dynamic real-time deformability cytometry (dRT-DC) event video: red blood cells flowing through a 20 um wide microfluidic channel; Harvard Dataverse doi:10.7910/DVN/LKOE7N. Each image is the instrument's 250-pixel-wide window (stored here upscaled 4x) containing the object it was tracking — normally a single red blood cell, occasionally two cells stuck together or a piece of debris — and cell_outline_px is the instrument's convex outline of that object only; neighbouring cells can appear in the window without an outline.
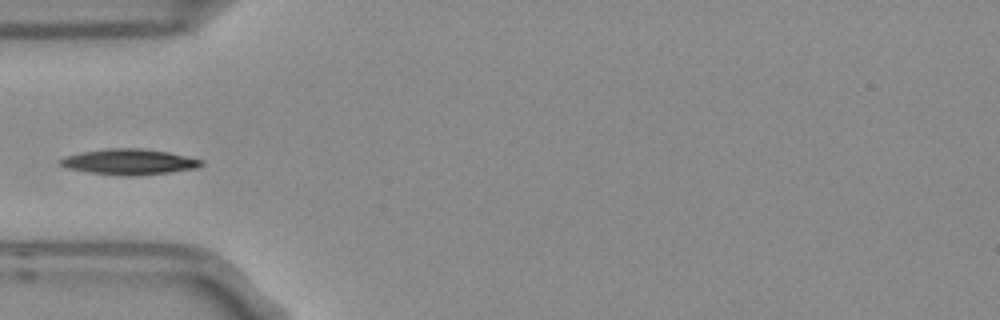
{"species": "Egyptian fruit bat (a non-hibernating species)", "species_latin": "Rousettus aegyptiacus", "temperature_condition": "room temperature", "stored_images_in_passage": 5, "camera_frame_rate_fps": 3000, "um_per_image_px": 0.085, "frame": {"image": 1, "passage_image": 4, "time_ms": 1.0, "image_size_px": [1000, 320], "cell_outline_px": [[204, 164], [196, 168], [140, 176], [116, 176], [88, 172], [68, 168], [60, 164], [60, 160], [68, 156], [84, 152], [112, 148], [136, 148], [168, 152], [204, 160]], "centroid_in_image_um": [11.03, 13.77], "position_along_channel_um": 74.0, "area_um2": 20.87}}
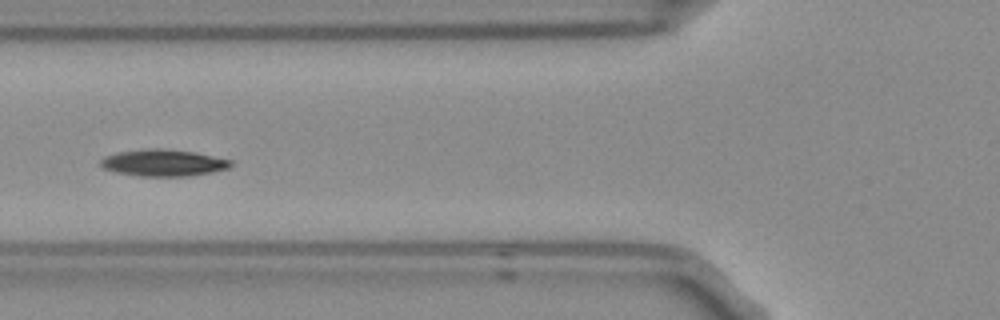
{"frame": {"image": 2, "passage_image": 5, "time_ms": 1.333, "image_size_px": [1000, 320], "cell_outline_px": [[232, 164], [228, 168], [212, 172], [188, 176], [136, 176], [116, 172], [104, 168], [100, 164], [100, 160], [104, 156], [120, 152], [148, 148], [160, 148], [196, 152], [232, 160]], "centroid_in_image_um": [13.89, 13.84], "position_along_channel_um": 111.9, "area_um2": 20.29}}